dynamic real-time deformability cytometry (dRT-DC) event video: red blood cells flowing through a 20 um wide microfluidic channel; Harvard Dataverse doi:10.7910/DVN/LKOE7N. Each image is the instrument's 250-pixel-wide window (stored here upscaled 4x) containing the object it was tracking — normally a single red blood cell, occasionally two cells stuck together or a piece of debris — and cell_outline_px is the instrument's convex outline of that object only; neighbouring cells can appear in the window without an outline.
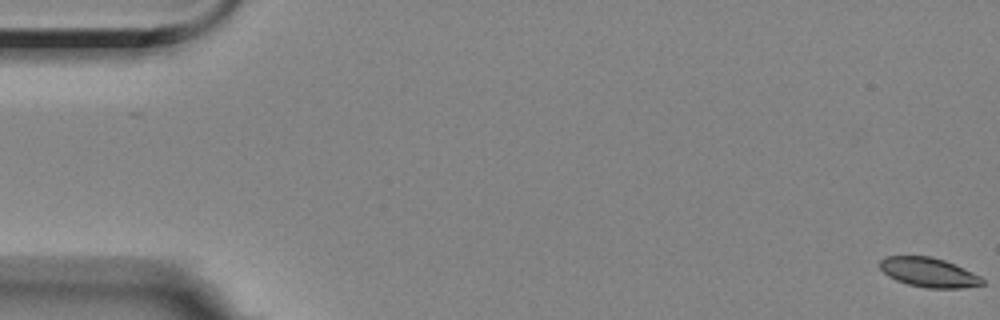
{"species": "Egyptian fruit bat (a non-hibernating species)", "species_latin": "Rousettus aegyptiacus", "temperature_condition": "room temperature", "stored_images_in_passage": 12, "camera_frame_rate_fps": 3000, "um_per_image_px": 0.085, "animal": {"sex": "female"}, "frame": {"image": 1, "passage_image": 1, "time_ms": 0.0, "image_size_px": [1000, 320], "cell_outline_px": [[984, 284], [964, 288], [928, 288], [908, 284], [896, 280], [888, 276], [880, 268], [880, 260], [884, 256], [932, 256], [956, 264], [980, 276], [984, 280]], "centroid_in_image_um": [78.95, 23.15], "position_along_channel_um": 6.0, "area_um2": 17.63}}